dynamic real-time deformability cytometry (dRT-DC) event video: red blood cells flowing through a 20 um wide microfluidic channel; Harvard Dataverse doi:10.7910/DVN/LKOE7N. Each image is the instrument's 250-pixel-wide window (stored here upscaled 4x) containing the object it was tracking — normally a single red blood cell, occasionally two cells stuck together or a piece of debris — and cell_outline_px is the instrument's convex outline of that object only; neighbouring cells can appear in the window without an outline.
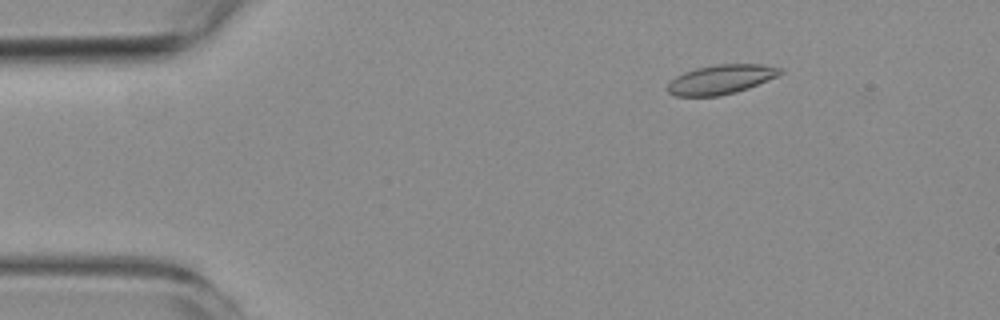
{"species": "common noctule bat (a hibernating species)", "species_latin": "Nyctalus noctula", "temperature_condition": "room temperature", "stored_images_in_passage": 5, "camera_frame_rate_fps": 3000, "um_per_image_px": 0.085, "animal": {"sex": "female", "body_mass_g": 19.3, "forearm_length_mm": 54.1}, "frame": {"image": 1, "passage_image": 3, "time_ms": 2.0, "image_size_px": [1000, 320], "cell_outline_px": [[784, 72], [776, 76], [748, 88], [736, 92], [720, 96], [676, 96], [668, 92], [668, 84], [676, 76], [684, 72], [696, 68], [716, 64], [764, 64], [784, 68]], "centroid_in_image_um": [61.3, 6.74], "position_along_channel_um": 23.7, "area_um2": 19.25}}
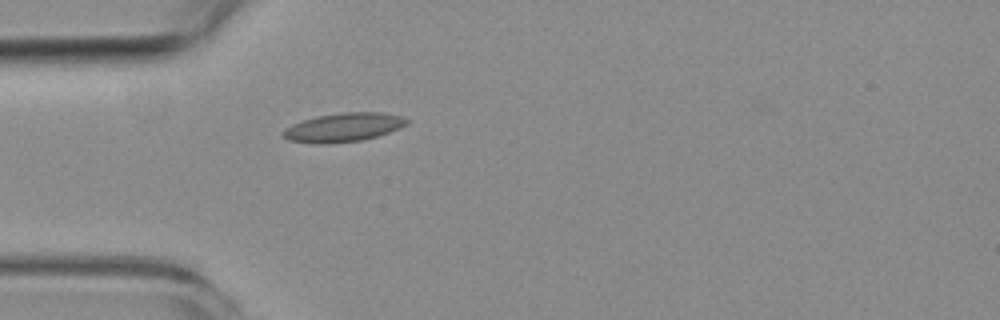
{"frame": {"image": 2, "passage_image": 5, "time_ms": 4.667, "image_size_px": [1000, 320], "cell_outline_px": [[408, 124], [400, 128], [376, 136], [360, 140], [328, 144], [312, 144], [288, 140], [280, 132], [284, 128], [292, 124], [316, 116], [344, 112], [380, 112], [400, 116], [408, 120]], "centroid_in_image_um": [29.14, 10.83], "position_along_channel_um": 55.9, "area_um2": 20.75}}